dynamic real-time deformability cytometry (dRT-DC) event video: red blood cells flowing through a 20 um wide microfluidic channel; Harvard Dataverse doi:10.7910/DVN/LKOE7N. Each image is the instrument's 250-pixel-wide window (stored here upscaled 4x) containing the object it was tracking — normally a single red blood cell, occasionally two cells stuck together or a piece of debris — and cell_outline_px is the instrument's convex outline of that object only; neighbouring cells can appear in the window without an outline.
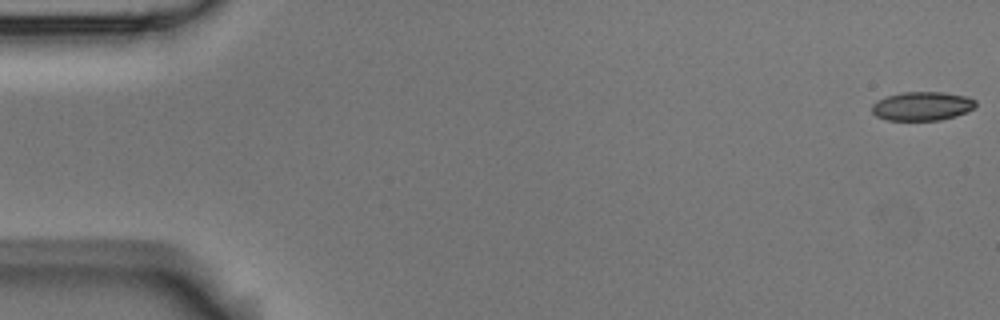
{"species": "Egyptian fruit bat (a non-hibernating species)", "species_latin": "Rousettus aegyptiacus", "temperature_condition": "room temperature", "stored_images_in_passage": 5, "camera_frame_rate_fps": 3000, "um_per_image_px": 0.085, "animal": {"sex": "male"}, "frame": {"image": 1, "passage_image": 1, "time_ms": 0.0, "image_size_px": [1000, 320], "cell_outline_px": [[976, 108], [968, 112], [956, 116], [940, 120], [888, 120], [876, 116], [872, 112], [872, 104], [876, 100], [900, 92], [944, 92], [968, 96], [976, 100]], "centroid_in_image_um": [78.42, 9.01], "position_along_channel_um": 6.6, "area_um2": 17.69}}
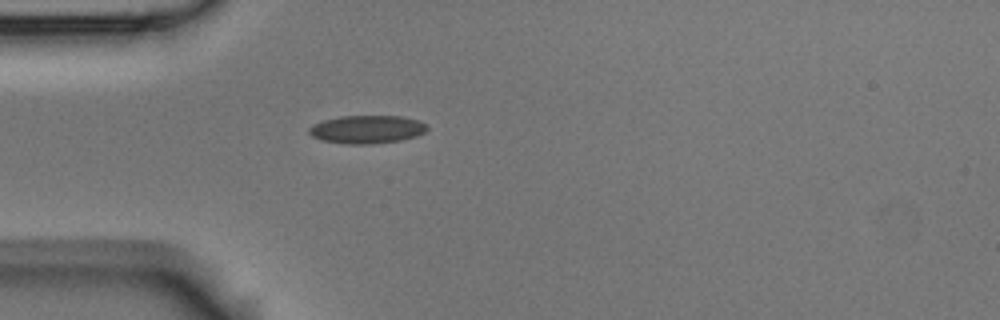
{"frame": {"image": 2, "passage_image": 5, "time_ms": 1.333, "image_size_px": [1000, 320], "cell_outline_px": [[428, 128], [424, 132], [416, 136], [400, 140], [372, 144], [348, 144], [320, 140], [312, 136], [308, 132], [308, 128], [312, 124], [324, 120], [340, 116], [400, 116], [416, 120], [424, 124]], "centroid_in_image_um": [31.13, 11.0], "position_along_channel_um": 53.9, "area_um2": 19.25}}